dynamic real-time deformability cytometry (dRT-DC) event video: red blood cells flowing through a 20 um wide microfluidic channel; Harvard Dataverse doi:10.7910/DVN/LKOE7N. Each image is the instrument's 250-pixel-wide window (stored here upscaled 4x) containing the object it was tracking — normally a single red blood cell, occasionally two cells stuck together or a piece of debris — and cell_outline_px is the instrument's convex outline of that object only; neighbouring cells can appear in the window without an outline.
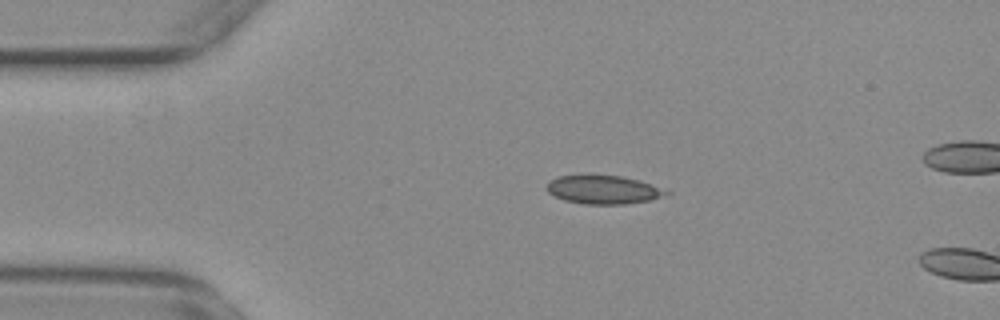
{"species": "common noctule bat (a hibernating species)", "species_latin": "Nyctalus noctula", "temperature_condition": "warm", "stored_images_in_passage": 4, "camera_frame_rate_fps": 3000, "um_per_image_px": 0.085, "animal": {"sex": "female", "body_mass_g": 29.2, "forearm_length_mm": 56.3}, "frame": {"image": 1, "passage_image": 2, "time_ms": 0.333, "image_size_px": [1000, 320], "cell_outline_px": [[672, 192], [668, 196], [648, 200], [624, 204], [584, 204], [564, 200], [548, 192], [548, 180], [560, 176], [620, 176], [640, 180]], "centroid_in_image_um": [51.34, 16.13], "position_along_channel_um": 33.7, "area_um2": 19.59}}